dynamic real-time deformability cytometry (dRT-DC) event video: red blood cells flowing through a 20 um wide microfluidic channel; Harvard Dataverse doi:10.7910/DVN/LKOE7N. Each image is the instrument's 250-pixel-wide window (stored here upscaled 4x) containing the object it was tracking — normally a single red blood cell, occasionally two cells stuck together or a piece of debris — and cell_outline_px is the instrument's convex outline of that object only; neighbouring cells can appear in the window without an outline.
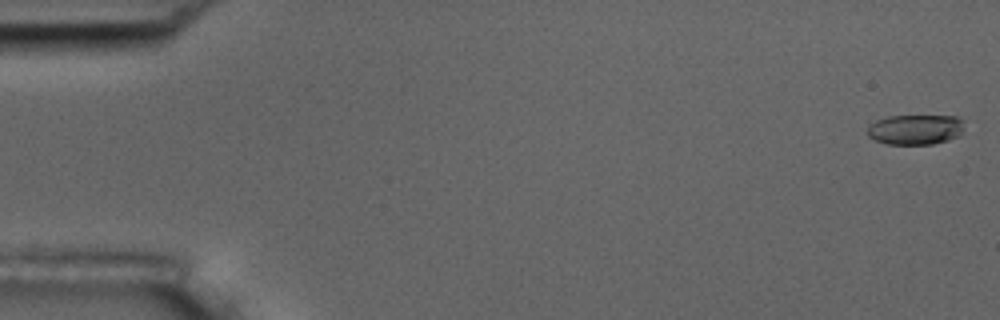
{"species": "common noctule bat (a hibernating species)", "species_latin": "Nyctalus noctula", "temperature_condition": "room temperature", "stored_images_in_passage": 57, "camera_frame_rate_fps": 3000, "um_per_image_px": 0.085, "animal": {"sex": "male", "body_mass_g": 17.5, "forearm_length_mm": 52.3}, "frame": {"image": 1, "passage_image": 2, "time_ms": 0.333, "image_size_px": [1000, 320], "cell_outline_px": [[964, 128], [960, 136], [948, 140], [932, 144], [884, 144], [868, 136], [868, 128], [876, 120], [888, 116], [956, 116], [964, 120]], "centroid_in_image_um": [77.86, 11.01], "position_along_channel_um": 7.1, "area_um2": 17.11}}
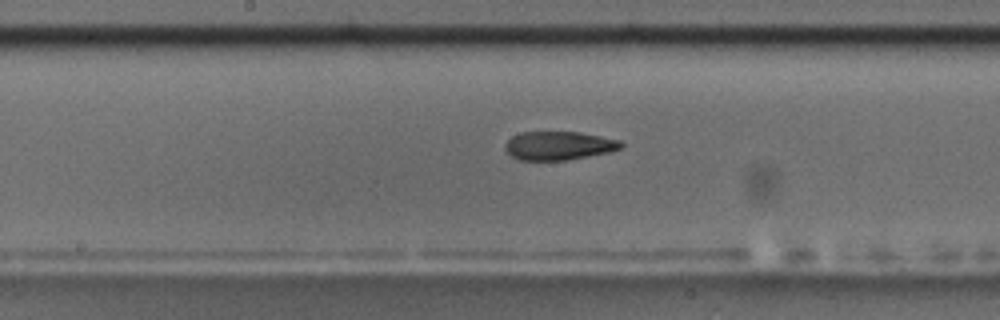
{"frame": {"image": 2, "passage_image": 30, "time_ms": 9.667, "image_size_px": [1000, 320], "cell_outline_px": [[624, 144], [620, 148], [608, 152], [568, 160], [520, 160], [512, 156], [504, 148], [504, 144], [512, 136], [520, 132], [580, 132], [620, 140]], "centroid_in_image_um": [47.48, 12.37], "position_along_channel_um": 200.7, "area_um2": 19.25}}
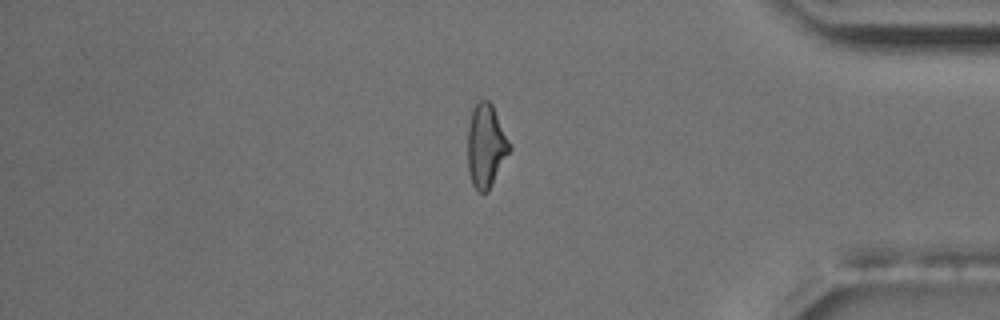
{"frame": {"image": 3, "passage_image": 48, "time_ms": 15.667, "image_size_px": [1000, 320], "cell_outline_px": [[512, 148], [488, 192], [480, 192], [472, 184], [468, 172], [468, 128], [472, 108], [480, 100], [488, 100], [492, 104]], "centroid_in_image_um": [41.3, 12.4], "position_along_channel_um": 393.9, "area_um2": 20.23}, "authors_computed_cell_mechanics": {"area_um2": 19.9988, "velocity_mm_per_s": 3.6545, "shape_relaxation_time_tau1_ms": 6.1052, "shape_relaxation_time_tau2_ms": 5.7641, "deformation_change_tau1": 0.191, "deformation_change_tau2": 0.1348}}